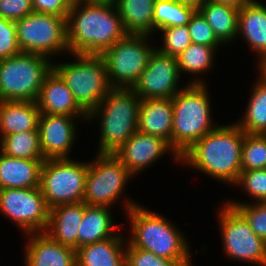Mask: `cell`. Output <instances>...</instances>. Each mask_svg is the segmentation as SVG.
<instances>
[{
    "mask_svg": "<svg viewBox=\"0 0 266 266\" xmlns=\"http://www.w3.org/2000/svg\"><path fill=\"white\" fill-rule=\"evenodd\" d=\"M244 133L236 123L218 125L187 150L180 163L235 186L242 171Z\"/></svg>",
    "mask_w": 266,
    "mask_h": 266,
    "instance_id": "1",
    "label": "cell"
},
{
    "mask_svg": "<svg viewBox=\"0 0 266 266\" xmlns=\"http://www.w3.org/2000/svg\"><path fill=\"white\" fill-rule=\"evenodd\" d=\"M127 34L115 4L73 2L67 17L69 54L101 55Z\"/></svg>",
    "mask_w": 266,
    "mask_h": 266,
    "instance_id": "2",
    "label": "cell"
},
{
    "mask_svg": "<svg viewBox=\"0 0 266 266\" xmlns=\"http://www.w3.org/2000/svg\"><path fill=\"white\" fill-rule=\"evenodd\" d=\"M125 212L131 235L126 237L135 248L149 251L159 257L192 266L189 242L171 221L143 205L124 197Z\"/></svg>",
    "mask_w": 266,
    "mask_h": 266,
    "instance_id": "3",
    "label": "cell"
},
{
    "mask_svg": "<svg viewBox=\"0 0 266 266\" xmlns=\"http://www.w3.org/2000/svg\"><path fill=\"white\" fill-rule=\"evenodd\" d=\"M185 86L172 97V149L179 157L218 126L211 116L208 86L190 83Z\"/></svg>",
    "mask_w": 266,
    "mask_h": 266,
    "instance_id": "4",
    "label": "cell"
},
{
    "mask_svg": "<svg viewBox=\"0 0 266 266\" xmlns=\"http://www.w3.org/2000/svg\"><path fill=\"white\" fill-rule=\"evenodd\" d=\"M140 102L132 88H112L87 115L88 122L100 120L97 153L114 154L138 130Z\"/></svg>",
    "mask_w": 266,
    "mask_h": 266,
    "instance_id": "5",
    "label": "cell"
},
{
    "mask_svg": "<svg viewBox=\"0 0 266 266\" xmlns=\"http://www.w3.org/2000/svg\"><path fill=\"white\" fill-rule=\"evenodd\" d=\"M73 61L53 63V69L72 91L75 102L88 115L112 89L101 55L69 54ZM75 60V61H74Z\"/></svg>",
    "mask_w": 266,
    "mask_h": 266,
    "instance_id": "6",
    "label": "cell"
},
{
    "mask_svg": "<svg viewBox=\"0 0 266 266\" xmlns=\"http://www.w3.org/2000/svg\"><path fill=\"white\" fill-rule=\"evenodd\" d=\"M47 56L21 52L0 61V101H32L38 98L46 76L53 69Z\"/></svg>",
    "mask_w": 266,
    "mask_h": 266,
    "instance_id": "7",
    "label": "cell"
},
{
    "mask_svg": "<svg viewBox=\"0 0 266 266\" xmlns=\"http://www.w3.org/2000/svg\"><path fill=\"white\" fill-rule=\"evenodd\" d=\"M151 35L127 34L101 54L106 63L112 88H133L147 67L155 46L149 45Z\"/></svg>",
    "mask_w": 266,
    "mask_h": 266,
    "instance_id": "8",
    "label": "cell"
},
{
    "mask_svg": "<svg viewBox=\"0 0 266 266\" xmlns=\"http://www.w3.org/2000/svg\"><path fill=\"white\" fill-rule=\"evenodd\" d=\"M88 162L71 158L46 159L41 166L40 189L49 209L83 201Z\"/></svg>",
    "mask_w": 266,
    "mask_h": 266,
    "instance_id": "9",
    "label": "cell"
},
{
    "mask_svg": "<svg viewBox=\"0 0 266 266\" xmlns=\"http://www.w3.org/2000/svg\"><path fill=\"white\" fill-rule=\"evenodd\" d=\"M15 25L21 52L36 53L51 59L55 54L69 52L67 18L33 11L16 20Z\"/></svg>",
    "mask_w": 266,
    "mask_h": 266,
    "instance_id": "10",
    "label": "cell"
},
{
    "mask_svg": "<svg viewBox=\"0 0 266 266\" xmlns=\"http://www.w3.org/2000/svg\"><path fill=\"white\" fill-rule=\"evenodd\" d=\"M95 159L88 161L83 202L111 208L134 176L113 153H97Z\"/></svg>",
    "mask_w": 266,
    "mask_h": 266,
    "instance_id": "11",
    "label": "cell"
},
{
    "mask_svg": "<svg viewBox=\"0 0 266 266\" xmlns=\"http://www.w3.org/2000/svg\"><path fill=\"white\" fill-rule=\"evenodd\" d=\"M218 217L223 253L231 260L266 266V242L252 231L245 218L226 202Z\"/></svg>",
    "mask_w": 266,
    "mask_h": 266,
    "instance_id": "12",
    "label": "cell"
},
{
    "mask_svg": "<svg viewBox=\"0 0 266 266\" xmlns=\"http://www.w3.org/2000/svg\"><path fill=\"white\" fill-rule=\"evenodd\" d=\"M49 211L40 187L0 189V214L18 225L24 235L45 232Z\"/></svg>",
    "mask_w": 266,
    "mask_h": 266,
    "instance_id": "13",
    "label": "cell"
},
{
    "mask_svg": "<svg viewBox=\"0 0 266 266\" xmlns=\"http://www.w3.org/2000/svg\"><path fill=\"white\" fill-rule=\"evenodd\" d=\"M180 78L177 58L155 49L132 89L141 99L172 98L183 89H179Z\"/></svg>",
    "mask_w": 266,
    "mask_h": 266,
    "instance_id": "14",
    "label": "cell"
},
{
    "mask_svg": "<svg viewBox=\"0 0 266 266\" xmlns=\"http://www.w3.org/2000/svg\"><path fill=\"white\" fill-rule=\"evenodd\" d=\"M171 152L173 159L180 162L170 144L164 139L137 130L114 154L132 175H138L145 168Z\"/></svg>",
    "mask_w": 266,
    "mask_h": 266,
    "instance_id": "15",
    "label": "cell"
},
{
    "mask_svg": "<svg viewBox=\"0 0 266 266\" xmlns=\"http://www.w3.org/2000/svg\"><path fill=\"white\" fill-rule=\"evenodd\" d=\"M76 116L40 114L38 132L44 159L70 158L76 140Z\"/></svg>",
    "mask_w": 266,
    "mask_h": 266,
    "instance_id": "16",
    "label": "cell"
},
{
    "mask_svg": "<svg viewBox=\"0 0 266 266\" xmlns=\"http://www.w3.org/2000/svg\"><path fill=\"white\" fill-rule=\"evenodd\" d=\"M25 235V266H77L74 248L56 242L45 232Z\"/></svg>",
    "mask_w": 266,
    "mask_h": 266,
    "instance_id": "17",
    "label": "cell"
},
{
    "mask_svg": "<svg viewBox=\"0 0 266 266\" xmlns=\"http://www.w3.org/2000/svg\"><path fill=\"white\" fill-rule=\"evenodd\" d=\"M35 102L41 114L76 116L87 120V114L75 102L72 91L54 69L46 76Z\"/></svg>",
    "mask_w": 266,
    "mask_h": 266,
    "instance_id": "18",
    "label": "cell"
},
{
    "mask_svg": "<svg viewBox=\"0 0 266 266\" xmlns=\"http://www.w3.org/2000/svg\"><path fill=\"white\" fill-rule=\"evenodd\" d=\"M172 98L141 99L138 130L167 141L172 147Z\"/></svg>",
    "mask_w": 266,
    "mask_h": 266,
    "instance_id": "19",
    "label": "cell"
},
{
    "mask_svg": "<svg viewBox=\"0 0 266 266\" xmlns=\"http://www.w3.org/2000/svg\"><path fill=\"white\" fill-rule=\"evenodd\" d=\"M86 204L69 203L56 206L49 211V221L45 233L56 242L78 249V232Z\"/></svg>",
    "mask_w": 266,
    "mask_h": 266,
    "instance_id": "20",
    "label": "cell"
},
{
    "mask_svg": "<svg viewBox=\"0 0 266 266\" xmlns=\"http://www.w3.org/2000/svg\"><path fill=\"white\" fill-rule=\"evenodd\" d=\"M245 39L252 51L256 53L259 62L266 56V5L251 0L238 12L237 36Z\"/></svg>",
    "mask_w": 266,
    "mask_h": 266,
    "instance_id": "21",
    "label": "cell"
},
{
    "mask_svg": "<svg viewBox=\"0 0 266 266\" xmlns=\"http://www.w3.org/2000/svg\"><path fill=\"white\" fill-rule=\"evenodd\" d=\"M125 238L118 233L114 237L78 248L77 266H126Z\"/></svg>",
    "mask_w": 266,
    "mask_h": 266,
    "instance_id": "22",
    "label": "cell"
},
{
    "mask_svg": "<svg viewBox=\"0 0 266 266\" xmlns=\"http://www.w3.org/2000/svg\"><path fill=\"white\" fill-rule=\"evenodd\" d=\"M43 162L13 158L0 152V189L40 187Z\"/></svg>",
    "mask_w": 266,
    "mask_h": 266,
    "instance_id": "23",
    "label": "cell"
},
{
    "mask_svg": "<svg viewBox=\"0 0 266 266\" xmlns=\"http://www.w3.org/2000/svg\"><path fill=\"white\" fill-rule=\"evenodd\" d=\"M40 110L32 101H0V139L18 132L38 130Z\"/></svg>",
    "mask_w": 266,
    "mask_h": 266,
    "instance_id": "24",
    "label": "cell"
},
{
    "mask_svg": "<svg viewBox=\"0 0 266 266\" xmlns=\"http://www.w3.org/2000/svg\"><path fill=\"white\" fill-rule=\"evenodd\" d=\"M111 209L104 206L87 205L79 226L78 248L114 237L120 225L115 224ZM117 228V230H116Z\"/></svg>",
    "mask_w": 266,
    "mask_h": 266,
    "instance_id": "25",
    "label": "cell"
},
{
    "mask_svg": "<svg viewBox=\"0 0 266 266\" xmlns=\"http://www.w3.org/2000/svg\"><path fill=\"white\" fill-rule=\"evenodd\" d=\"M156 0H116L115 7L128 34H153Z\"/></svg>",
    "mask_w": 266,
    "mask_h": 266,
    "instance_id": "26",
    "label": "cell"
},
{
    "mask_svg": "<svg viewBox=\"0 0 266 266\" xmlns=\"http://www.w3.org/2000/svg\"><path fill=\"white\" fill-rule=\"evenodd\" d=\"M217 39L226 45L236 39L239 9L208 0L199 9Z\"/></svg>",
    "mask_w": 266,
    "mask_h": 266,
    "instance_id": "27",
    "label": "cell"
},
{
    "mask_svg": "<svg viewBox=\"0 0 266 266\" xmlns=\"http://www.w3.org/2000/svg\"><path fill=\"white\" fill-rule=\"evenodd\" d=\"M220 47L221 46H206L191 43L176 57L180 74H193L195 78L194 80L191 79L192 81L190 84H206L201 78V74L211 70L214 64L213 62L215 61L214 58H216L215 55L217 52L215 51H218ZM198 74H200V76Z\"/></svg>",
    "mask_w": 266,
    "mask_h": 266,
    "instance_id": "28",
    "label": "cell"
},
{
    "mask_svg": "<svg viewBox=\"0 0 266 266\" xmlns=\"http://www.w3.org/2000/svg\"><path fill=\"white\" fill-rule=\"evenodd\" d=\"M258 77L250 90L244 117L235 121L245 133L250 134H266V81L259 75Z\"/></svg>",
    "mask_w": 266,
    "mask_h": 266,
    "instance_id": "29",
    "label": "cell"
},
{
    "mask_svg": "<svg viewBox=\"0 0 266 266\" xmlns=\"http://www.w3.org/2000/svg\"><path fill=\"white\" fill-rule=\"evenodd\" d=\"M0 152L6 156L30 160H45L38 130L18 132L0 139Z\"/></svg>",
    "mask_w": 266,
    "mask_h": 266,
    "instance_id": "30",
    "label": "cell"
},
{
    "mask_svg": "<svg viewBox=\"0 0 266 266\" xmlns=\"http://www.w3.org/2000/svg\"><path fill=\"white\" fill-rule=\"evenodd\" d=\"M197 9L179 0H156L153 12V34L162 28L184 26Z\"/></svg>",
    "mask_w": 266,
    "mask_h": 266,
    "instance_id": "31",
    "label": "cell"
},
{
    "mask_svg": "<svg viewBox=\"0 0 266 266\" xmlns=\"http://www.w3.org/2000/svg\"><path fill=\"white\" fill-rule=\"evenodd\" d=\"M242 170L266 169V134L244 133Z\"/></svg>",
    "mask_w": 266,
    "mask_h": 266,
    "instance_id": "32",
    "label": "cell"
},
{
    "mask_svg": "<svg viewBox=\"0 0 266 266\" xmlns=\"http://www.w3.org/2000/svg\"><path fill=\"white\" fill-rule=\"evenodd\" d=\"M226 203L234 207L245 218L252 231L266 242V202L244 203L231 200Z\"/></svg>",
    "mask_w": 266,
    "mask_h": 266,
    "instance_id": "33",
    "label": "cell"
},
{
    "mask_svg": "<svg viewBox=\"0 0 266 266\" xmlns=\"http://www.w3.org/2000/svg\"><path fill=\"white\" fill-rule=\"evenodd\" d=\"M158 31L163 33L164 45L155 49L162 54L177 57L192 43L187 25L162 28Z\"/></svg>",
    "mask_w": 266,
    "mask_h": 266,
    "instance_id": "34",
    "label": "cell"
},
{
    "mask_svg": "<svg viewBox=\"0 0 266 266\" xmlns=\"http://www.w3.org/2000/svg\"><path fill=\"white\" fill-rule=\"evenodd\" d=\"M237 185L254 199L252 202H266V169L242 170Z\"/></svg>",
    "mask_w": 266,
    "mask_h": 266,
    "instance_id": "35",
    "label": "cell"
},
{
    "mask_svg": "<svg viewBox=\"0 0 266 266\" xmlns=\"http://www.w3.org/2000/svg\"><path fill=\"white\" fill-rule=\"evenodd\" d=\"M191 42L206 46L223 45L215 36L213 29L206 21L205 17L197 9L187 24Z\"/></svg>",
    "mask_w": 266,
    "mask_h": 266,
    "instance_id": "36",
    "label": "cell"
},
{
    "mask_svg": "<svg viewBox=\"0 0 266 266\" xmlns=\"http://www.w3.org/2000/svg\"><path fill=\"white\" fill-rule=\"evenodd\" d=\"M126 266H182L178 261L159 257L126 242Z\"/></svg>",
    "mask_w": 266,
    "mask_h": 266,
    "instance_id": "37",
    "label": "cell"
},
{
    "mask_svg": "<svg viewBox=\"0 0 266 266\" xmlns=\"http://www.w3.org/2000/svg\"><path fill=\"white\" fill-rule=\"evenodd\" d=\"M20 53L15 21L0 16V61Z\"/></svg>",
    "mask_w": 266,
    "mask_h": 266,
    "instance_id": "38",
    "label": "cell"
},
{
    "mask_svg": "<svg viewBox=\"0 0 266 266\" xmlns=\"http://www.w3.org/2000/svg\"><path fill=\"white\" fill-rule=\"evenodd\" d=\"M33 12L31 0H0V16L16 21Z\"/></svg>",
    "mask_w": 266,
    "mask_h": 266,
    "instance_id": "39",
    "label": "cell"
},
{
    "mask_svg": "<svg viewBox=\"0 0 266 266\" xmlns=\"http://www.w3.org/2000/svg\"><path fill=\"white\" fill-rule=\"evenodd\" d=\"M31 2L34 12L67 18L74 0H31Z\"/></svg>",
    "mask_w": 266,
    "mask_h": 266,
    "instance_id": "40",
    "label": "cell"
},
{
    "mask_svg": "<svg viewBox=\"0 0 266 266\" xmlns=\"http://www.w3.org/2000/svg\"><path fill=\"white\" fill-rule=\"evenodd\" d=\"M211 1L221 3V4H227L237 9H241L244 5H246L251 0H211Z\"/></svg>",
    "mask_w": 266,
    "mask_h": 266,
    "instance_id": "41",
    "label": "cell"
},
{
    "mask_svg": "<svg viewBox=\"0 0 266 266\" xmlns=\"http://www.w3.org/2000/svg\"><path fill=\"white\" fill-rule=\"evenodd\" d=\"M257 69L259 71V76L266 81V56H264L258 63Z\"/></svg>",
    "mask_w": 266,
    "mask_h": 266,
    "instance_id": "42",
    "label": "cell"
},
{
    "mask_svg": "<svg viewBox=\"0 0 266 266\" xmlns=\"http://www.w3.org/2000/svg\"><path fill=\"white\" fill-rule=\"evenodd\" d=\"M179 1L182 2L183 4H187L195 7L196 9H199L208 0H179Z\"/></svg>",
    "mask_w": 266,
    "mask_h": 266,
    "instance_id": "43",
    "label": "cell"
},
{
    "mask_svg": "<svg viewBox=\"0 0 266 266\" xmlns=\"http://www.w3.org/2000/svg\"><path fill=\"white\" fill-rule=\"evenodd\" d=\"M87 4H115L116 0H74Z\"/></svg>",
    "mask_w": 266,
    "mask_h": 266,
    "instance_id": "44",
    "label": "cell"
}]
</instances>
